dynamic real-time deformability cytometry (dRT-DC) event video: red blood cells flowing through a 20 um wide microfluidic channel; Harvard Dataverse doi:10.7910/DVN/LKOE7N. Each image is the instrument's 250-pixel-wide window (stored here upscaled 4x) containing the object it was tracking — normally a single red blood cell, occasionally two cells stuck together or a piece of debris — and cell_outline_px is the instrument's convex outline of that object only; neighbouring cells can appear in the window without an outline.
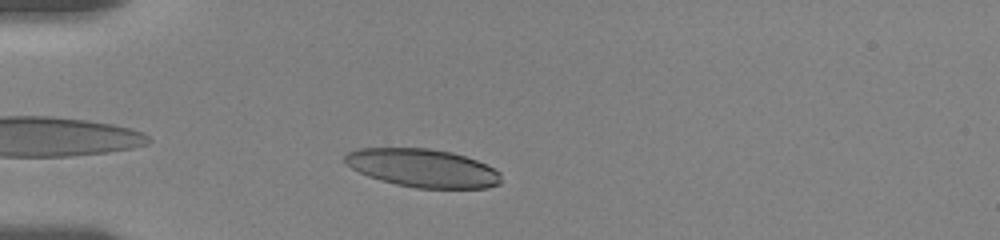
{"species": "human", "species_latin": "Homo sapiens", "temperature_condition": "room temperature", "stored_images_in_passage": 46, "camera_frame_rate_fps": 3000, "um_per_image_px": 0.085, "donor": {"sex": "female"}, "frame": {"image": 1, "passage_image": 5, "time_ms": 1.0, "image_size_px": [1000, 240], "cell_outline_px": [[500, 184], [488, 188], [416, 188], [396, 184], [380, 180], [368, 176], [344, 164], [344, 156], [348, 152], [360, 148], [428, 148], [452, 152], [476, 160], [500, 172]], "centroid_in_image_um": [35.91, 14.28], "position_along_channel_um": 49.1, "area_um2": 34.74}}
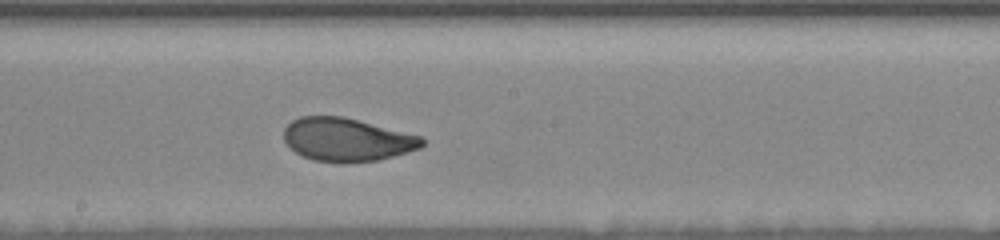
{"frame": {"image": 2, "passage_image": 23, "time_ms": 6.333, "image_size_px": [1000, 240], "cell_outline_px": [[424, 144], [420, 148], [392, 156], [376, 160], [348, 164], [312, 160], [296, 152], [284, 140], [284, 128], [292, 120], [300, 116], [344, 116], [420, 136], [424, 140]], "centroid_in_image_um": [29.46, 11.87], "position_along_channel_um": 218.7, "area_um2": 34.8}}
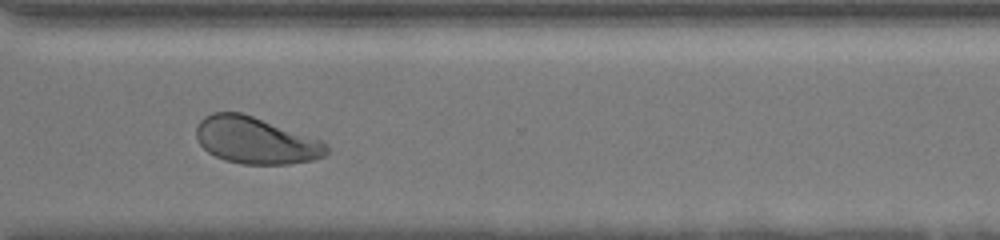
{"frame": {"image": 3, "passage_image": 37, "time_ms": 10.0, "image_size_px": [1000, 240], "cell_outline_px": [[328, 152], [324, 156], [312, 160], [288, 164], [240, 164], [224, 160], [208, 152], [200, 144], [196, 136], [196, 128], [200, 120], [204, 116], [212, 112], [240, 112], [324, 140], [328, 144]], "centroid_in_image_um": [21.75, 11.94], "position_along_channel_um": 348.8, "area_um2": 35.66}, "authors_computed_cell_mechanics": {"area_um2": 35.5759, "velocity_mm_per_s": 3.5532, "shape_relaxation_time_tau1_ms": 2.8007, "shape_relaxation_time_tau2_ms": 0.8556, "deformation_change_tau1": 0.1401, "deformation_change_tau2": 0.0601}}